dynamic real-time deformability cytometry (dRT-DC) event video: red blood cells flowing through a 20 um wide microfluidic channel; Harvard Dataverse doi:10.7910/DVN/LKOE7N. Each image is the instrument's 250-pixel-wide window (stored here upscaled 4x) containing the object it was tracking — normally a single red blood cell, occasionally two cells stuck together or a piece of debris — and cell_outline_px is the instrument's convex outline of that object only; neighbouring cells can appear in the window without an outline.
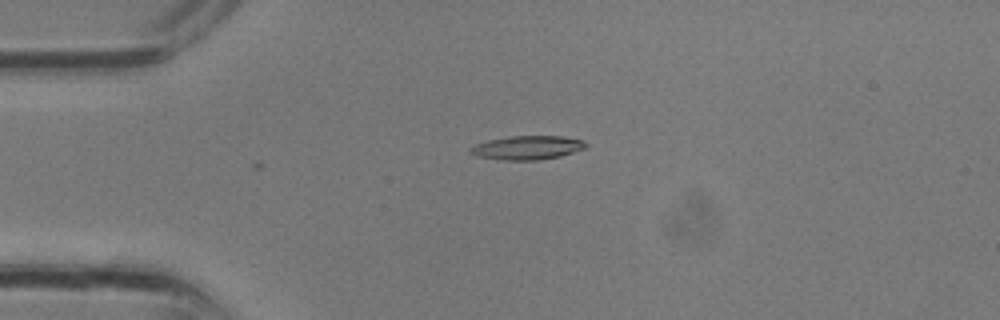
{"species": "common noctule bat (a hibernating species)", "species_latin": "Nyctalus noctula", "temperature_condition": "room temperature", "stored_images_in_passage": 8, "camera_frame_rate_fps": 3000, "um_per_image_px": 0.085, "animal": {"sex": "male", "body_mass_g": 13.3}, "frame": {"image": 1, "passage_image": 8, "time_ms": 2.333, "image_size_px": [1000, 320], "cell_outline_px": [[588, 144], [584, 148], [560, 156], [536, 160], [504, 160], [476, 156], [468, 152], [476, 144], [488, 140], [508, 136], [564, 136], [584, 140]], "centroid_in_image_um": [44.83, 12.54], "position_along_channel_um": 40.2, "area_um2": 15.95}}